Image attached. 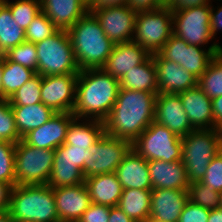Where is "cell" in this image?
Segmentation results:
<instances>
[{
  "instance_id": "ffe728a7",
  "label": "cell",
  "mask_w": 222,
  "mask_h": 222,
  "mask_svg": "<svg viewBox=\"0 0 222 222\" xmlns=\"http://www.w3.org/2000/svg\"><path fill=\"white\" fill-rule=\"evenodd\" d=\"M150 56L151 54L135 41L117 43L101 69L119 80Z\"/></svg>"
},
{
  "instance_id": "52a82bcc",
  "label": "cell",
  "mask_w": 222,
  "mask_h": 222,
  "mask_svg": "<svg viewBox=\"0 0 222 222\" xmlns=\"http://www.w3.org/2000/svg\"><path fill=\"white\" fill-rule=\"evenodd\" d=\"M55 150L40 149L22 139L15 145V185H44L50 177Z\"/></svg>"
},
{
  "instance_id": "7402d4cb",
  "label": "cell",
  "mask_w": 222,
  "mask_h": 222,
  "mask_svg": "<svg viewBox=\"0 0 222 222\" xmlns=\"http://www.w3.org/2000/svg\"><path fill=\"white\" fill-rule=\"evenodd\" d=\"M148 169L152 189L188 190L190 186L182 160L172 162L150 160Z\"/></svg>"
},
{
  "instance_id": "db71d44e",
  "label": "cell",
  "mask_w": 222,
  "mask_h": 222,
  "mask_svg": "<svg viewBox=\"0 0 222 222\" xmlns=\"http://www.w3.org/2000/svg\"><path fill=\"white\" fill-rule=\"evenodd\" d=\"M207 222H222V209L210 210Z\"/></svg>"
},
{
  "instance_id": "44dd1931",
  "label": "cell",
  "mask_w": 222,
  "mask_h": 222,
  "mask_svg": "<svg viewBox=\"0 0 222 222\" xmlns=\"http://www.w3.org/2000/svg\"><path fill=\"white\" fill-rule=\"evenodd\" d=\"M178 95L189 122L195 130L214 129L211 99L198 85Z\"/></svg>"
},
{
  "instance_id": "6125c7cd",
  "label": "cell",
  "mask_w": 222,
  "mask_h": 222,
  "mask_svg": "<svg viewBox=\"0 0 222 222\" xmlns=\"http://www.w3.org/2000/svg\"><path fill=\"white\" fill-rule=\"evenodd\" d=\"M146 222H157V221H152V220L148 219Z\"/></svg>"
},
{
  "instance_id": "f5cc1de1",
  "label": "cell",
  "mask_w": 222,
  "mask_h": 222,
  "mask_svg": "<svg viewBox=\"0 0 222 222\" xmlns=\"http://www.w3.org/2000/svg\"><path fill=\"white\" fill-rule=\"evenodd\" d=\"M211 103L215 129L216 125L222 121V96L211 99Z\"/></svg>"
},
{
  "instance_id": "7bdbcfd3",
  "label": "cell",
  "mask_w": 222,
  "mask_h": 222,
  "mask_svg": "<svg viewBox=\"0 0 222 222\" xmlns=\"http://www.w3.org/2000/svg\"><path fill=\"white\" fill-rule=\"evenodd\" d=\"M110 207L91 203L77 222H108Z\"/></svg>"
},
{
  "instance_id": "6f0895ef",
  "label": "cell",
  "mask_w": 222,
  "mask_h": 222,
  "mask_svg": "<svg viewBox=\"0 0 222 222\" xmlns=\"http://www.w3.org/2000/svg\"><path fill=\"white\" fill-rule=\"evenodd\" d=\"M215 130L217 132L219 142L222 145V121L216 125Z\"/></svg>"
},
{
  "instance_id": "bcb514c9",
  "label": "cell",
  "mask_w": 222,
  "mask_h": 222,
  "mask_svg": "<svg viewBox=\"0 0 222 222\" xmlns=\"http://www.w3.org/2000/svg\"><path fill=\"white\" fill-rule=\"evenodd\" d=\"M128 0H89L87 2V10L90 13L109 7L127 6Z\"/></svg>"
},
{
  "instance_id": "277c9868",
  "label": "cell",
  "mask_w": 222,
  "mask_h": 222,
  "mask_svg": "<svg viewBox=\"0 0 222 222\" xmlns=\"http://www.w3.org/2000/svg\"><path fill=\"white\" fill-rule=\"evenodd\" d=\"M15 222H59L54 190L49 185H15L8 209Z\"/></svg>"
},
{
  "instance_id": "d4e9b609",
  "label": "cell",
  "mask_w": 222,
  "mask_h": 222,
  "mask_svg": "<svg viewBox=\"0 0 222 222\" xmlns=\"http://www.w3.org/2000/svg\"><path fill=\"white\" fill-rule=\"evenodd\" d=\"M84 182L92 203L109 207L118 205L123 188L115 173L90 176Z\"/></svg>"
},
{
  "instance_id": "8992f818",
  "label": "cell",
  "mask_w": 222,
  "mask_h": 222,
  "mask_svg": "<svg viewBox=\"0 0 222 222\" xmlns=\"http://www.w3.org/2000/svg\"><path fill=\"white\" fill-rule=\"evenodd\" d=\"M37 74L41 76L59 74H79V67L74 56L72 42L66 30L36 43Z\"/></svg>"
},
{
  "instance_id": "9c48e42d",
  "label": "cell",
  "mask_w": 222,
  "mask_h": 222,
  "mask_svg": "<svg viewBox=\"0 0 222 222\" xmlns=\"http://www.w3.org/2000/svg\"><path fill=\"white\" fill-rule=\"evenodd\" d=\"M172 34L173 12L167 6L137 12L133 41L151 55L158 53Z\"/></svg>"
},
{
  "instance_id": "816d5d0a",
  "label": "cell",
  "mask_w": 222,
  "mask_h": 222,
  "mask_svg": "<svg viewBox=\"0 0 222 222\" xmlns=\"http://www.w3.org/2000/svg\"><path fill=\"white\" fill-rule=\"evenodd\" d=\"M108 222H135L118 206L110 207Z\"/></svg>"
},
{
  "instance_id": "f6af8a7d",
  "label": "cell",
  "mask_w": 222,
  "mask_h": 222,
  "mask_svg": "<svg viewBox=\"0 0 222 222\" xmlns=\"http://www.w3.org/2000/svg\"><path fill=\"white\" fill-rule=\"evenodd\" d=\"M127 6L136 12L151 11L163 7L159 0H128Z\"/></svg>"
},
{
  "instance_id": "7dc6e473",
  "label": "cell",
  "mask_w": 222,
  "mask_h": 222,
  "mask_svg": "<svg viewBox=\"0 0 222 222\" xmlns=\"http://www.w3.org/2000/svg\"><path fill=\"white\" fill-rule=\"evenodd\" d=\"M217 7V10H215L214 6L212 7V3L210 5V28L213 38H215L218 31H222V6Z\"/></svg>"
},
{
  "instance_id": "91938a15",
  "label": "cell",
  "mask_w": 222,
  "mask_h": 222,
  "mask_svg": "<svg viewBox=\"0 0 222 222\" xmlns=\"http://www.w3.org/2000/svg\"><path fill=\"white\" fill-rule=\"evenodd\" d=\"M219 154H220L221 157H222V145H221V144L219 145Z\"/></svg>"
},
{
  "instance_id": "9a60e30c",
  "label": "cell",
  "mask_w": 222,
  "mask_h": 222,
  "mask_svg": "<svg viewBox=\"0 0 222 222\" xmlns=\"http://www.w3.org/2000/svg\"><path fill=\"white\" fill-rule=\"evenodd\" d=\"M154 121L166 126L179 137H183L195 130L189 122L178 94H157Z\"/></svg>"
},
{
  "instance_id": "680465c9",
  "label": "cell",
  "mask_w": 222,
  "mask_h": 222,
  "mask_svg": "<svg viewBox=\"0 0 222 222\" xmlns=\"http://www.w3.org/2000/svg\"><path fill=\"white\" fill-rule=\"evenodd\" d=\"M159 2L163 5V6H167L171 0H159Z\"/></svg>"
},
{
  "instance_id": "ba28073f",
  "label": "cell",
  "mask_w": 222,
  "mask_h": 222,
  "mask_svg": "<svg viewBox=\"0 0 222 222\" xmlns=\"http://www.w3.org/2000/svg\"><path fill=\"white\" fill-rule=\"evenodd\" d=\"M132 149L146 160H182V140L166 126L153 121L132 143Z\"/></svg>"
},
{
  "instance_id": "4316f807",
  "label": "cell",
  "mask_w": 222,
  "mask_h": 222,
  "mask_svg": "<svg viewBox=\"0 0 222 222\" xmlns=\"http://www.w3.org/2000/svg\"><path fill=\"white\" fill-rule=\"evenodd\" d=\"M119 82L120 89L152 92L157 95L159 92L153 56L124 74Z\"/></svg>"
},
{
  "instance_id": "f546056e",
  "label": "cell",
  "mask_w": 222,
  "mask_h": 222,
  "mask_svg": "<svg viewBox=\"0 0 222 222\" xmlns=\"http://www.w3.org/2000/svg\"><path fill=\"white\" fill-rule=\"evenodd\" d=\"M26 41L23 30L13 19L10 8L3 3L0 6V55Z\"/></svg>"
},
{
  "instance_id": "1f68e13d",
  "label": "cell",
  "mask_w": 222,
  "mask_h": 222,
  "mask_svg": "<svg viewBox=\"0 0 222 222\" xmlns=\"http://www.w3.org/2000/svg\"><path fill=\"white\" fill-rule=\"evenodd\" d=\"M85 177L74 162L54 161L47 185L51 188L75 186L84 183Z\"/></svg>"
},
{
  "instance_id": "4fadbf2b",
  "label": "cell",
  "mask_w": 222,
  "mask_h": 222,
  "mask_svg": "<svg viewBox=\"0 0 222 222\" xmlns=\"http://www.w3.org/2000/svg\"><path fill=\"white\" fill-rule=\"evenodd\" d=\"M78 74L42 76L41 100L56 113H72Z\"/></svg>"
},
{
  "instance_id": "f35d334b",
  "label": "cell",
  "mask_w": 222,
  "mask_h": 222,
  "mask_svg": "<svg viewBox=\"0 0 222 222\" xmlns=\"http://www.w3.org/2000/svg\"><path fill=\"white\" fill-rule=\"evenodd\" d=\"M0 140L15 144L21 140L9 100H0Z\"/></svg>"
},
{
  "instance_id": "ac0fdd59",
  "label": "cell",
  "mask_w": 222,
  "mask_h": 222,
  "mask_svg": "<svg viewBox=\"0 0 222 222\" xmlns=\"http://www.w3.org/2000/svg\"><path fill=\"white\" fill-rule=\"evenodd\" d=\"M53 190L59 222H77L92 203L85 182Z\"/></svg>"
},
{
  "instance_id": "8d00e7d4",
  "label": "cell",
  "mask_w": 222,
  "mask_h": 222,
  "mask_svg": "<svg viewBox=\"0 0 222 222\" xmlns=\"http://www.w3.org/2000/svg\"><path fill=\"white\" fill-rule=\"evenodd\" d=\"M9 61L18 63L24 67H27L37 74V51L36 44L24 41L23 43L10 48L5 54H3Z\"/></svg>"
},
{
  "instance_id": "9f6ffc18",
  "label": "cell",
  "mask_w": 222,
  "mask_h": 222,
  "mask_svg": "<svg viewBox=\"0 0 222 222\" xmlns=\"http://www.w3.org/2000/svg\"><path fill=\"white\" fill-rule=\"evenodd\" d=\"M0 222H15L10 216L9 211L0 212Z\"/></svg>"
},
{
  "instance_id": "f1b7e54d",
  "label": "cell",
  "mask_w": 222,
  "mask_h": 222,
  "mask_svg": "<svg viewBox=\"0 0 222 222\" xmlns=\"http://www.w3.org/2000/svg\"><path fill=\"white\" fill-rule=\"evenodd\" d=\"M151 189H123L118 202L122 209L135 222H146L150 216Z\"/></svg>"
},
{
  "instance_id": "cb8c5ba5",
  "label": "cell",
  "mask_w": 222,
  "mask_h": 222,
  "mask_svg": "<svg viewBox=\"0 0 222 222\" xmlns=\"http://www.w3.org/2000/svg\"><path fill=\"white\" fill-rule=\"evenodd\" d=\"M114 173L123 189H152L148 160L138 155L133 149L124 157Z\"/></svg>"
},
{
  "instance_id": "603a6c76",
  "label": "cell",
  "mask_w": 222,
  "mask_h": 222,
  "mask_svg": "<svg viewBox=\"0 0 222 222\" xmlns=\"http://www.w3.org/2000/svg\"><path fill=\"white\" fill-rule=\"evenodd\" d=\"M40 6L59 30L66 31L88 12L84 0H40Z\"/></svg>"
},
{
  "instance_id": "484cf974",
  "label": "cell",
  "mask_w": 222,
  "mask_h": 222,
  "mask_svg": "<svg viewBox=\"0 0 222 222\" xmlns=\"http://www.w3.org/2000/svg\"><path fill=\"white\" fill-rule=\"evenodd\" d=\"M104 133L102 121L75 117L68 125L64 144L92 149Z\"/></svg>"
},
{
  "instance_id": "7c38bea8",
  "label": "cell",
  "mask_w": 222,
  "mask_h": 222,
  "mask_svg": "<svg viewBox=\"0 0 222 222\" xmlns=\"http://www.w3.org/2000/svg\"><path fill=\"white\" fill-rule=\"evenodd\" d=\"M173 12V34L189 45L203 47L213 40L210 28V5Z\"/></svg>"
},
{
  "instance_id": "30bf717a",
  "label": "cell",
  "mask_w": 222,
  "mask_h": 222,
  "mask_svg": "<svg viewBox=\"0 0 222 222\" xmlns=\"http://www.w3.org/2000/svg\"><path fill=\"white\" fill-rule=\"evenodd\" d=\"M219 44L213 42L206 50L204 47L189 45L183 39L172 34L158 53L164 59L179 64L199 78L215 55L222 53V46Z\"/></svg>"
},
{
  "instance_id": "ab89813d",
  "label": "cell",
  "mask_w": 222,
  "mask_h": 222,
  "mask_svg": "<svg viewBox=\"0 0 222 222\" xmlns=\"http://www.w3.org/2000/svg\"><path fill=\"white\" fill-rule=\"evenodd\" d=\"M15 143L0 140V181L15 186Z\"/></svg>"
},
{
  "instance_id": "d6986e66",
  "label": "cell",
  "mask_w": 222,
  "mask_h": 222,
  "mask_svg": "<svg viewBox=\"0 0 222 222\" xmlns=\"http://www.w3.org/2000/svg\"><path fill=\"white\" fill-rule=\"evenodd\" d=\"M188 201V190L151 189L149 219L157 222H178Z\"/></svg>"
},
{
  "instance_id": "ee69618b",
  "label": "cell",
  "mask_w": 222,
  "mask_h": 222,
  "mask_svg": "<svg viewBox=\"0 0 222 222\" xmlns=\"http://www.w3.org/2000/svg\"><path fill=\"white\" fill-rule=\"evenodd\" d=\"M211 2V0H171L167 7L171 11H182L192 7L211 5Z\"/></svg>"
},
{
  "instance_id": "be15d7a7",
  "label": "cell",
  "mask_w": 222,
  "mask_h": 222,
  "mask_svg": "<svg viewBox=\"0 0 222 222\" xmlns=\"http://www.w3.org/2000/svg\"><path fill=\"white\" fill-rule=\"evenodd\" d=\"M3 3H4L3 0H0V6H1Z\"/></svg>"
},
{
  "instance_id": "d590c367",
  "label": "cell",
  "mask_w": 222,
  "mask_h": 222,
  "mask_svg": "<svg viewBox=\"0 0 222 222\" xmlns=\"http://www.w3.org/2000/svg\"><path fill=\"white\" fill-rule=\"evenodd\" d=\"M189 200L208 210L220 208L221 193L214 191L211 187L201 182L190 183L188 188Z\"/></svg>"
},
{
  "instance_id": "94428289",
  "label": "cell",
  "mask_w": 222,
  "mask_h": 222,
  "mask_svg": "<svg viewBox=\"0 0 222 222\" xmlns=\"http://www.w3.org/2000/svg\"><path fill=\"white\" fill-rule=\"evenodd\" d=\"M220 208L222 209V192H221V197H220Z\"/></svg>"
},
{
  "instance_id": "e0dca14e",
  "label": "cell",
  "mask_w": 222,
  "mask_h": 222,
  "mask_svg": "<svg viewBox=\"0 0 222 222\" xmlns=\"http://www.w3.org/2000/svg\"><path fill=\"white\" fill-rule=\"evenodd\" d=\"M75 118L73 113H56L42 126L28 132L22 140L40 149L55 150L64 144L68 125Z\"/></svg>"
},
{
  "instance_id": "b9f144b4",
  "label": "cell",
  "mask_w": 222,
  "mask_h": 222,
  "mask_svg": "<svg viewBox=\"0 0 222 222\" xmlns=\"http://www.w3.org/2000/svg\"><path fill=\"white\" fill-rule=\"evenodd\" d=\"M210 210L192 203L190 200L183 208L178 222H207Z\"/></svg>"
},
{
  "instance_id": "2e32d148",
  "label": "cell",
  "mask_w": 222,
  "mask_h": 222,
  "mask_svg": "<svg viewBox=\"0 0 222 222\" xmlns=\"http://www.w3.org/2000/svg\"><path fill=\"white\" fill-rule=\"evenodd\" d=\"M159 93L179 94L198 85V78L179 64L164 59L159 53L152 54Z\"/></svg>"
},
{
  "instance_id": "d6a6232c",
  "label": "cell",
  "mask_w": 222,
  "mask_h": 222,
  "mask_svg": "<svg viewBox=\"0 0 222 222\" xmlns=\"http://www.w3.org/2000/svg\"><path fill=\"white\" fill-rule=\"evenodd\" d=\"M198 86L210 99L222 96V53L211 60L205 72L198 78Z\"/></svg>"
},
{
  "instance_id": "5bb4252c",
  "label": "cell",
  "mask_w": 222,
  "mask_h": 222,
  "mask_svg": "<svg viewBox=\"0 0 222 222\" xmlns=\"http://www.w3.org/2000/svg\"><path fill=\"white\" fill-rule=\"evenodd\" d=\"M106 36L114 43L133 41L137 12L128 6L101 8L93 12Z\"/></svg>"
},
{
  "instance_id": "83f0119b",
  "label": "cell",
  "mask_w": 222,
  "mask_h": 222,
  "mask_svg": "<svg viewBox=\"0 0 222 222\" xmlns=\"http://www.w3.org/2000/svg\"><path fill=\"white\" fill-rule=\"evenodd\" d=\"M21 139L30 131L45 124L56 112L42 102L27 106H11Z\"/></svg>"
},
{
  "instance_id": "e575fe53",
  "label": "cell",
  "mask_w": 222,
  "mask_h": 222,
  "mask_svg": "<svg viewBox=\"0 0 222 222\" xmlns=\"http://www.w3.org/2000/svg\"><path fill=\"white\" fill-rule=\"evenodd\" d=\"M41 84L42 76L36 74L8 99L10 106H27L42 102Z\"/></svg>"
},
{
  "instance_id": "7a4b0ae2",
  "label": "cell",
  "mask_w": 222,
  "mask_h": 222,
  "mask_svg": "<svg viewBox=\"0 0 222 222\" xmlns=\"http://www.w3.org/2000/svg\"><path fill=\"white\" fill-rule=\"evenodd\" d=\"M119 90V80L102 69L80 70L73 115L103 122L114 106Z\"/></svg>"
},
{
  "instance_id": "11a10c76",
  "label": "cell",
  "mask_w": 222,
  "mask_h": 222,
  "mask_svg": "<svg viewBox=\"0 0 222 222\" xmlns=\"http://www.w3.org/2000/svg\"><path fill=\"white\" fill-rule=\"evenodd\" d=\"M2 68H3V55H0V100H5V94L2 84Z\"/></svg>"
},
{
  "instance_id": "3957f363",
  "label": "cell",
  "mask_w": 222,
  "mask_h": 222,
  "mask_svg": "<svg viewBox=\"0 0 222 222\" xmlns=\"http://www.w3.org/2000/svg\"><path fill=\"white\" fill-rule=\"evenodd\" d=\"M67 32L79 69H101L115 44L106 36L96 16L87 12Z\"/></svg>"
},
{
  "instance_id": "74e56055",
  "label": "cell",
  "mask_w": 222,
  "mask_h": 222,
  "mask_svg": "<svg viewBox=\"0 0 222 222\" xmlns=\"http://www.w3.org/2000/svg\"><path fill=\"white\" fill-rule=\"evenodd\" d=\"M59 29L42 11L31 21L25 30L26 41L34 44L55 34Z\"/></svg>"
},
{
  "instance_id": "60d3db41",
  "label": "cell",
  "mask_w": 222,
  "mask_h": 222,
  "mask_svg": "<svg viewBox=\"0 0 222 222\" xmlns=\"http://www.w3.org/2000/svg\"><path fill=\"white\" fill-rule=\"evenodd\" d=\"M200 182L214 191L222 192V157L219 153L208 165L206 174Z\"/></svg>"
},
{
  "instance_id": "c3c4849f",
  "label": "cell",
  "mask_w": 222,
  "mask_h": 222,
  "mask_svg": "<svg viewBox=\"0 0 222 222\" xmlns=\"http://www.w3.org/2000/svg\"><path fill=\"white\" fill-rule=\"evenodd\" d=\"M13 187L12 184L0 181V212L9 209Z\"/></svg>"
},
{
  "instance_id": "6da1fadb",
  "label": "cell",
  "mask_w": 222,
  "mask_h": 222,
  "mask_svg": "<svg viewBox=\"0 0 222 222\" xmlns=\"http://www.w3.org/2000/svg\"><path fill=\"white\" fill-rule=\"evenodd\" d=\"M156 94L120 89L103 121L105 133L133 143L154 121Z\"/></svg>"
},
{
  "instance_id": "4dcf8cb0",
  "label": "cell",
  "mask_w": 222,
  "mask_h": 222,
  "mask_svg": "<svg viewBox=\"0 0 222 222\" xmlns=\"http://www.w3.org/2000/svg\"><path fill=\"white\" fill-rule=\"evenodd\" d=\"M36 75V72L18 63L9 61L3 55L2 84L5 100H8L28 80Z\"/></svg>"
},
{
  "instance_id": "f907efd6",
  "label": "cell",
  "mask_w": 222,
  "mask_h": 222,
  "mask_svg": "<svg viewBox=\"0 0 222 222\" xmlns=\"http://www.w3.org/2000/svg\"><path fill=\"white\" fill-rule=\"evenodd\" d=\"M54 161L74 162L72 145L63 144L55 149Z\"/></svg>"
},
{
  "instance_id": "8fae6325",
  "label": "cell",
  "mask_w": 222,
  "mask_h": 222,
  "mask_svg": "<svg viewBox=\"0 0 222 222\" xmlns=\"http://www.w3.org/2000/svg\"><path fill=\"white\" fill-rule=\"evenodd\" d=\"M131 149V142L104 133L84 162V177L114 173Z\"/></svg>"
},
{
  "instance_id": "681fc988",
  "label": "cell",
  "mask_w": 222,
  "mask_h": 222,
  "mask_svg": "<svg viewBox=\"0 0 222 222\" xmlns=\"http://www.w3.org/2000/svg\"><path fill=\"white\" fill-rule=\"evenodd\" d=\"M74 163L75 165L82 170L84 175V162L88 160L89 155H92V149H88L87 147H72Z\"/></svg>"
},
{
  "instance_id": "5b68a950",
  "label": "cell",
  "mask_w": 222,
  "mask_h": 222,
  "mask_svg": "<svg viewBox=\"0 0 222 222\" xmlns=\"http://www.w3.org/2000/svg\"><path fill=\"white\" fill-rule=\"evenodd\" d=\"M182 161L189 183L200 182L212 159L219 153V138L215 129L193 130L181 137Z\"/></svg>"
},
{
  "instance_id": "836d02e7",
  "label": "cell",
  "mask_w": 222,
  "mask_h": 222,
  "mask_svg": "<svg viewBox=\"0 0 222 222\" xmlns=\"http://www.w3.org/2000/svg\"><path fill=\"white\" fill-rule=\"evenodd\" d=\"M10 8L13 19L23 30H26L31 21L41 12L40 0H3Z\"/></svg>"
}]
</instances>
